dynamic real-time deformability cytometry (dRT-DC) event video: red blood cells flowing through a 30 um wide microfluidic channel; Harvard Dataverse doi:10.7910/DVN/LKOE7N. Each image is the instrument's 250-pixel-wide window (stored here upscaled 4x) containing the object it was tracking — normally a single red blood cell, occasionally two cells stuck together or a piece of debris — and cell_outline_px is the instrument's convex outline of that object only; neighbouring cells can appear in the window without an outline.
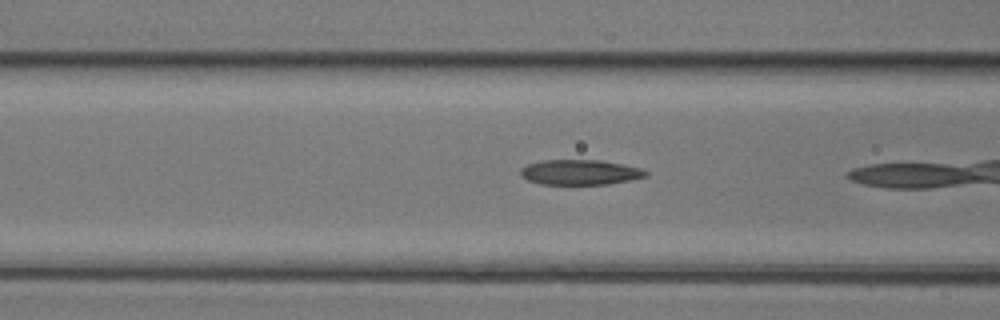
{"species": "common noctule bat (a hibernating species)", "species_latin": "Nyctalus noctula", "temperature_condition": "room temperature", "stored_images_in_passage": 10, "camera_frame_rate_fps": 3000, "um_per_image_px": 0.085, "animal": {"sex": "female", "body_mass_g": 17.0, "forearm_length_mm": 48.0}, "frame": {"image": 1, "passage_image": 9, "time_ms": 2.667, "image_size_px": [1000, 320], "cell_outline_px": [[648, 176], [632, 180], [608, 184], [540, 184], [528, 180], [520, 176], [520, 168], [528, 164], [544, 160], [600, 160], [640, 168], [648, 172]], "centroid_in_image_um": [49.29, 14.65], "position_along_channel_um": 117.3, "area_um2": 18.32}}